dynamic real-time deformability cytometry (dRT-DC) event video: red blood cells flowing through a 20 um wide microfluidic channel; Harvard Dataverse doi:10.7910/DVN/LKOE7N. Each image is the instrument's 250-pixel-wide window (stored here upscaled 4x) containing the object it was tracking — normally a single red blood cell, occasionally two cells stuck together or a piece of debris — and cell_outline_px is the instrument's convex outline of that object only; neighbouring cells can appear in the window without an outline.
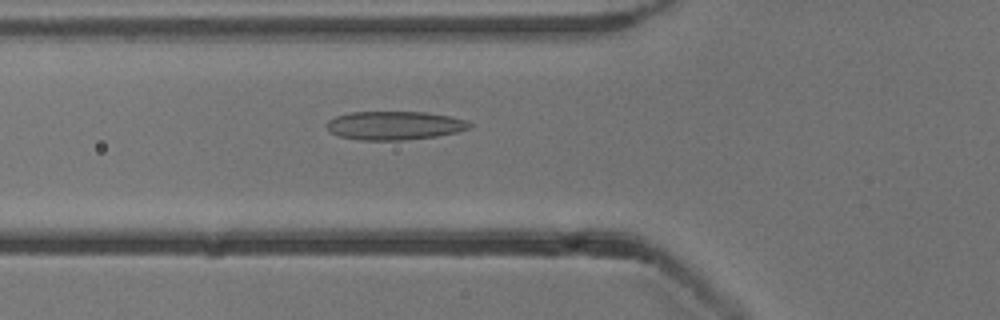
{"species": "common noctule bat (a hibernating species)", "species_latin": "Nyctalus noctula", "temperature_condition": "cold", "stored_images_in_passage": 48, "camera_frame_rate_fps": 3000, "um_per_image_px": 0.085, "animal": {"sex": "male", "body_mass_g": 13.3}, "frame": {"image": 1, "passage_image": 19, "time_ms": 6.0, "image_size_px": [1000, 320], "cell_outline_px": [[472, 128], [456, 132], [436, 136], [400, 140], [360, 140], [340, 136], [332, 132], [324, 124], [328, 120], [336, 116], [352, 112], [424, 112], [452, 116], [468, 120], [472, 124]], "centroid_in_image_um": [33.57, 10.66], "position_along_channel_um": 92.2, "area_um2": 23.81}}
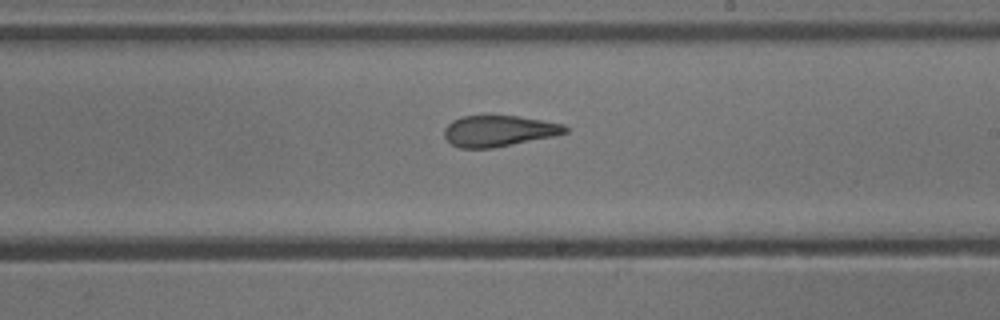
{"frame": {"image": 2, "passage_image": 31, "time_ms": 10.0, "image_size_px": [1000, 320], "cell_outline_px": [[568, 132], [556, 136], [492, 148], [460, 148], [452, 144], [444, 136], [444, 128], [452, 120], [460, 116], [516, 116], [564, 124], [568, 128]], "centroid_in_image_um": [42.4, 11.13], "position_along_channel_um": 246.6, "area_um2": 21.85}}
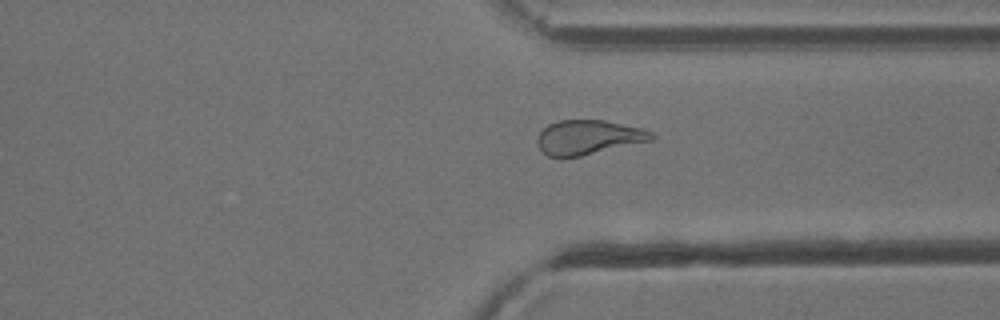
{"frame": {"image": 3, "passage_image": 40, "time_ms": 13.0, "image_size_px": [1000, 320], "cell_outline_px": [[656, 136], [652, 140], [580, 156], [560, 160], [548, 156], [536, 144], [536, 136], [548, 124], [560, 120], [604, 120], [644, 128], [652, 132]], "centroid_in_image_um": [49.97, 11.68], "position_along_channel_um": 361.4, "area_um2": 23.29}, "authors_computed_cell_mechanics": {"area_um2": 24.0159, "velocity_mm_per_s": 3.8423, "shape_relaxation_time_tau1_ms": 10.4167, "shape_relaxation_time_tau2_ms": 2.0242, "deformation_change_tau1": 0.243, "deformation_change_tau2": 0.088}}